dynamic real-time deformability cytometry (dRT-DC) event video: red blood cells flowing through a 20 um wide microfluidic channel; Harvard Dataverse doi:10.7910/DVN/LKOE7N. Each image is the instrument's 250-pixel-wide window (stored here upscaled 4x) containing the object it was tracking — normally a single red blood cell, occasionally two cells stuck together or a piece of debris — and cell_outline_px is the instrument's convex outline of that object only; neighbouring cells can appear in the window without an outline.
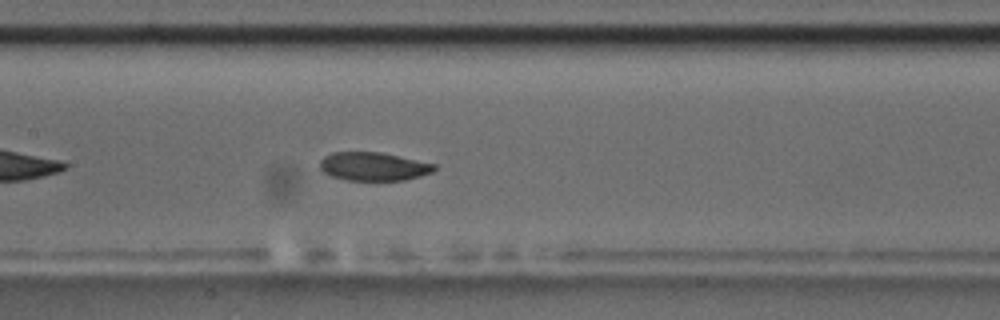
{"species": "common noctule bat (a hibernating species)", "species_latin": "Nyctalus noctula", "temperature_condition": "room temperature", "stored_images_in_passage": 41, "camera_frame_rate_fps": 3000, "um_per_image_px": 0.085, "animal": {"sex": "male", "body_mass_g": 17.5, "forearm_length_mm": 52.3}, "frame": {"image": 1, "passage_image": 12, "time_ms": 3.667, "image_size_px": [1000, 320], "cell_outline_px": [[436, 168], [432, 172], [420, 176], [404, 180], [348, 180], [332, 176], [324, 172], [320, 168], [320, 160], [324, 156], [332, 152], [380, 152], [436, 164]], "centroid_in_image_um": [31.74, 14.14], "position_along_channel_um": 175.7, "area_um2": 18.84}, "authors_computed_cell_mechanics": {"area_um2": 20.0566, "velocity_mm_per_s": 3.6372, "shape_relaxation_time_tau1_ms": 8.2208, "shape_relaxation_time_tau2_ms": 3.4147, "deformation_change_tau1": 0.1663, "deformation_change_tau2": 0.0777}}